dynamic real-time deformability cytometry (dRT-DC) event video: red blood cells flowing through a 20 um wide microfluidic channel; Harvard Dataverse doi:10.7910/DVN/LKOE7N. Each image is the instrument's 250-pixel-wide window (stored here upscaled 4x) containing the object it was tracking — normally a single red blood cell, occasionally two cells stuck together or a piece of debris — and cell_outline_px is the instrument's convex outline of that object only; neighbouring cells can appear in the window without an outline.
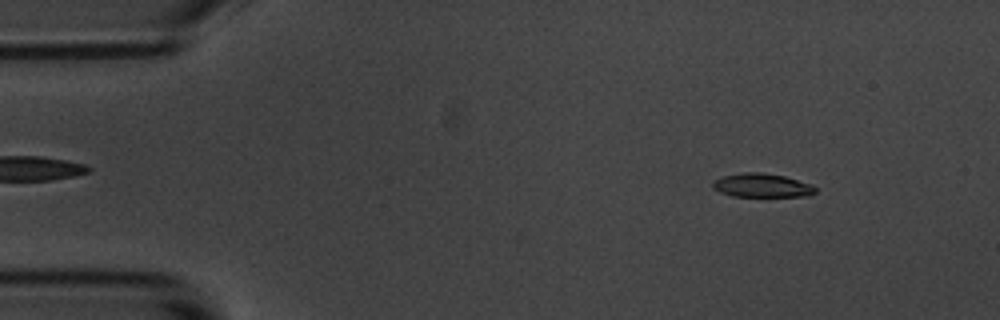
{"species": "common noctule bat (a hibernating species)", "species_latin": "Nyctalus noctula", "temperature_condition": "room temperature", "stored_images_in_passage": 54, "camera_frame_rate_fps": 3000, "um_per_image_px": 0.085, "animal": {"sex": "male", "body_mass_g": 20.1, "forearm_length_mm": 53.5}, "frame": {"image": 1, "passage_image": 4, "time_ms": 1.0, "image_size_px": [1000, 320], "cell_outline_px": [[816, 192], [808, 196], [732, 196], [720, 192], [712, 188], [712, 180], [724, 176], [744, 172], [760, 172], [784, 176], [812, 184], [816, 188]], "centroid_in_image_um": [64.75, 15.76], "position_along_channel_um": 20.2, "area_um2": 14.22}}
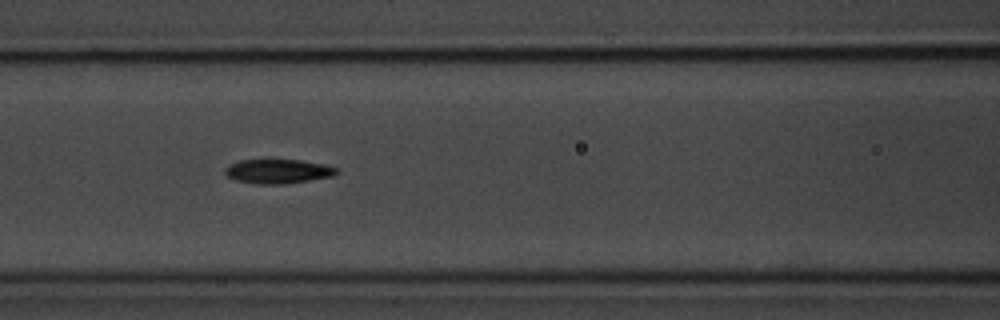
{"frame": {"image": 2, "passage_image": 21, "time_ms": 6.667, "image_size_px": [1000, 320], "cell_outline_px": [[336, 172], [332, 176], [284, 184], [256, 184], [236, 180], [228, 176], [224, 172], [224, 168], [240, 160], [268, 156], [300, 160], [324, 164], [336, 168]], "centroid_in_image_um": [23.56, 14.51], "position_along_channel_um": 143.0, "area_um2": 16.36}}
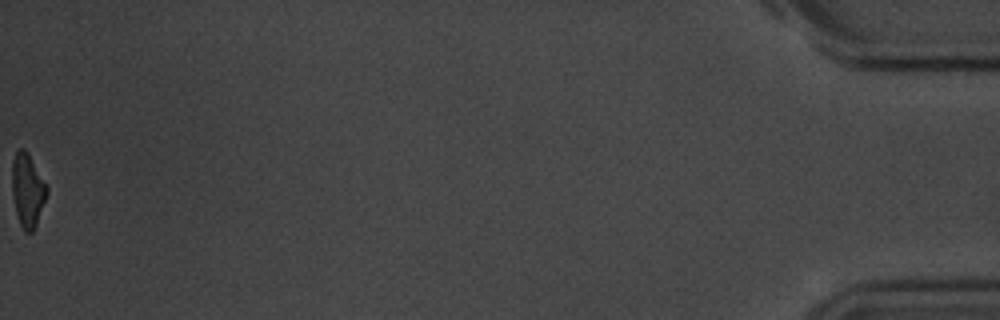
{"frame": {"image": 3, "passage_image": 54, "time_ms": 17.667, "image_size_px": [1000, 320], "cell_outline_px": [[48, 192], [36, 224], [32, 232], [24, 232], [20, 224], [16, 212], [12, 196], [12, 160], [16, 148], [24, 148], [28, 152], [48, 188]], "centroid_in_image_um": [2.32, 16.12], "position_along_channel_um": 432.9, "area_um2": 14.91}, "authors_computed_cell_mechanics": {"area_um2": 15.4326, "velocity_mm_per_s": 3.56, "shape_relaxation_time_tau1_ms": 2.7938, "shape_relaxation_time_tau2_ms": 5.7525, "deformation_change_tau1": 0.1496, "deformation_change_tau2": 0.1482}}